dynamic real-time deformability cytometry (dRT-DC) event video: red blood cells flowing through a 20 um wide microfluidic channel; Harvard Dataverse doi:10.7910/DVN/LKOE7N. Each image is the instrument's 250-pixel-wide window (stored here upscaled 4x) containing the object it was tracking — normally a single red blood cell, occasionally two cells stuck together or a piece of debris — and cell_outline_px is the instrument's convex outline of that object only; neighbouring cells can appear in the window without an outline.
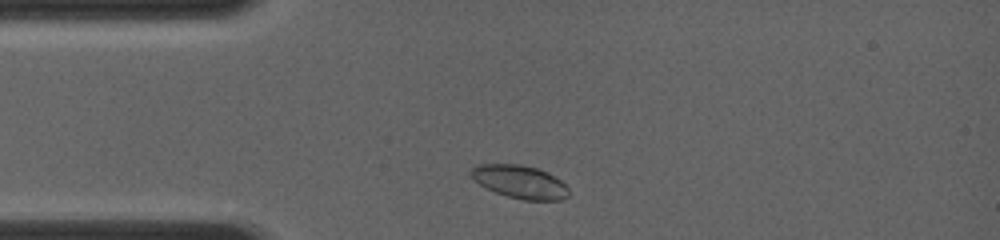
{"species": "common noctule bat (a hibernating species)", "species_latin": "Nyctalus noctula", "temperature_condition": "room temperature", "stored_images_in_passage": 47, "camera_frame_rate_fps": 4000, "um_per_image_px": 0.085, "animal": {"sex": "female", "body_mass_g": 19.0, "forearm_length_mm": 56.7}, "frame": {"image": 1, "passage_image": 4, "time_ms": 0.5, "image_size_px": [1000, 240], "cell_outline_px": [[568, 196], [560, 200], [524, 200], [508, 196], [496, 192], [472, 180], [468, 172], [472, 168], [480, 164], [520, 164], [540, 168], [548, 172], [560, 180], [568, 188]], "centroid_in_image_um": [44.18, 15.44], "position_along_channel_um": 40.8, "area_um2": 18.9}}
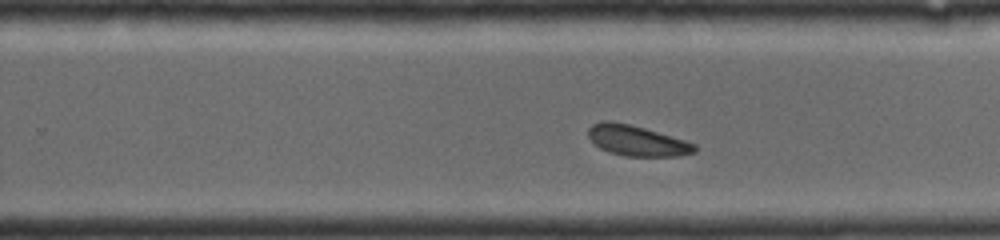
{"frame": {"image": 2, "passage_image": 29, "time_ms": 6.25, "image_size_px": [1000, 240], "cell_outline_px": [[696, 152], [680, 156], [624, 156], [608, 152], [600, 148], [588, 136], [588, 128], [592, 124], [604, 120], [612, 120], [644, 128], [684, 140], [696, 144]], "centroid_in_image_um": [54.12, 11.96], "position_along_channel_um": 275.7, "area_um2": 18.84}}
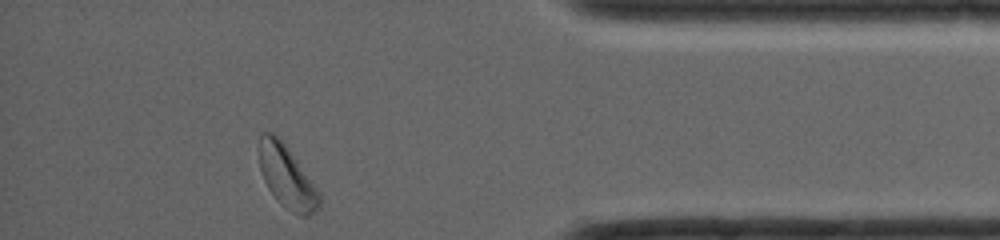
{"frame": {"image": 3, "passage_image": 47, "time_ms": 9.75, "image_size_px": [1000, 240], "cell_outline_px": [[324, 200], [320, 208], [308, 216], [300, 216], [292, 212], [280, 204], [268, 188], [264, 180], [260, 168], [260, 132], [276, 132], [320, 192]], "centroid_in_image_um": [24.42, 15.05], "position_along_channel_um": 410.8, "area_um2": 22.08}}